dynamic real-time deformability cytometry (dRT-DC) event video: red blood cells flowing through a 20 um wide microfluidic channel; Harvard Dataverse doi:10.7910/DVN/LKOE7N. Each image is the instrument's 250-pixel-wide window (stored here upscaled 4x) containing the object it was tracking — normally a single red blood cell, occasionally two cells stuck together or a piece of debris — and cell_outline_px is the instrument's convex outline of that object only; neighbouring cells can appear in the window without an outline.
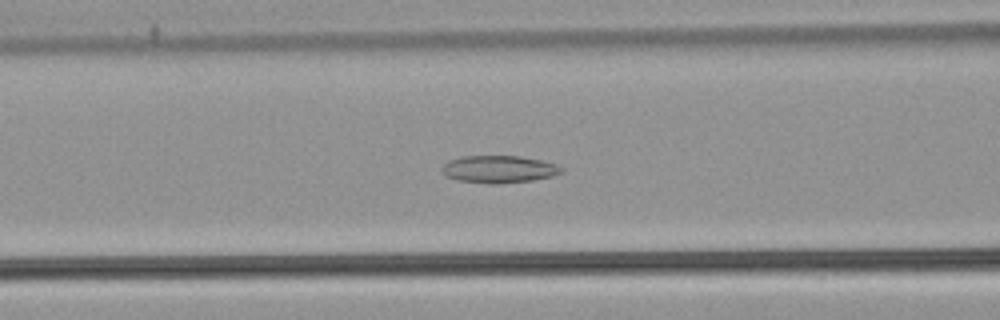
{"species": "common noctule bat (a hibernating species)", "species_latin": "Nyctalus noctula", "temperature_condition": "warm", "stored_images_in_passage": 47, "camera_frame_rate_fps": 3000, "um_per_image_px": 0.085, "animal": {"sex": "male", "body_mass_g": 21.5, "forearm_length_mm": 52.0}, "frame": {"image": 1, "passage_image": 15, "time_ms": 4.667, "image_size_px": [1000, 320], "cell_outline_px": [[564, 172], [552, 176], [532, 180], [500, 184], [492, 184], [456, 180], [444, 176], [440, 168], [448, 160], [464, 156], [520, 156], [540, 160], [556, 164], [564, 168]], "centroid_in_image_um": [42.39, 14.39], "position_along_channel_um": 124.2, "area_um2": 19.25}}
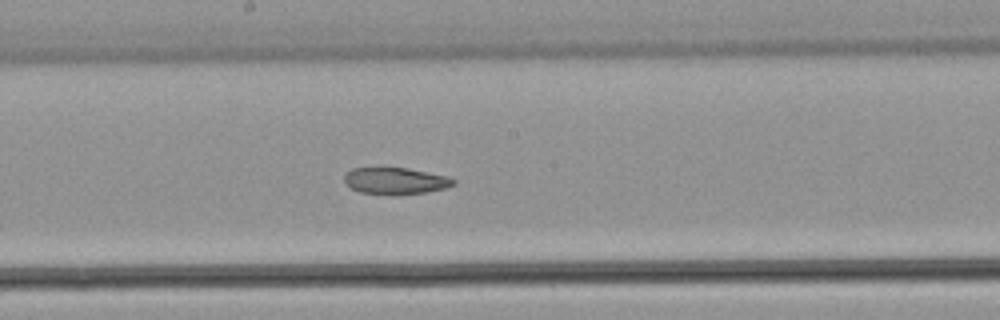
{"frame": {"image": 2, "passage_image": 22, "time_ms": 7.0, "image_size_px": [1000, 320], "cell_outline_px": [[456, 184], [444, 188], [424, 192], [392, 196], [388, 196], [360, 192], [352, 188], [344, 180], [344, 176], [352, 168], [408, 168], [448, 176], [456, 180]], "centroid_in_image_um": [33.63, 15.39], "position_along_channel_um": 214.6, "area_um2": 17.05}}
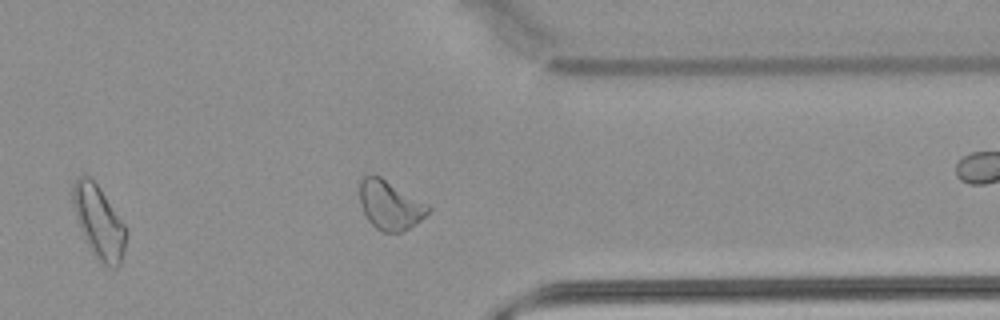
{"frame": {"image": 3, "passage_image": 35, "time_ms": 11.333, "image_size_px": [1000, 320], "cell_outline_px": [[432, 208], [420, 220], [408, 228], [400, 232], [384, 232], [376, 228], [368, 220], [360, 204], [360, 180], [364, 176], [380, 176]], "centroid_in_image_um": [33.12, 17.44], "position_along_channel_um": 378.3, "area_um2": 18.96}}